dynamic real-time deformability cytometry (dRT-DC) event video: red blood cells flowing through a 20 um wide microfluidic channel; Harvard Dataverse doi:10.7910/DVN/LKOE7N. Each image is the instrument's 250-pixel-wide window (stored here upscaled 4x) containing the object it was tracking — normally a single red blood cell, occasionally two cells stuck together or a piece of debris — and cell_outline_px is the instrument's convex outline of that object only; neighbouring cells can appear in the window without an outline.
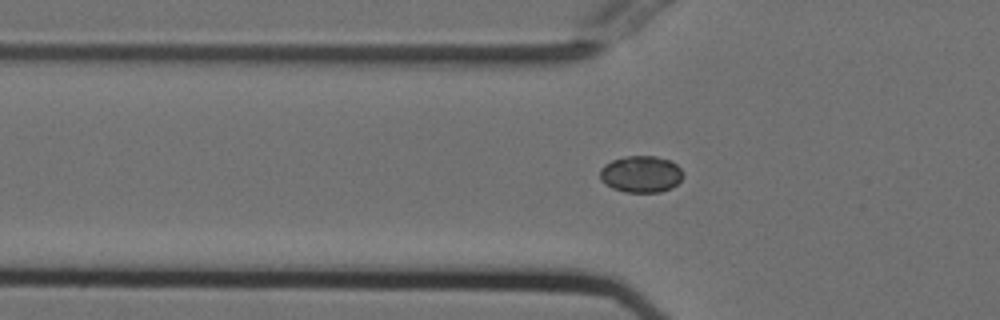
{"species": "Egyptian fruit bat (a non-hibernating species)", "species_latin": "Rousettus aegyptiacus", "temperature_condition": "cold", "stored_images_in_passage": 40, "camera_frame_rate_fps": 3000, "um_per_image_px": 0.085, "animal": {"sex": "female"}, "frame": {"image": 1, "passage_image": 11, "time_ms": 3.333, "image_size_px": [1000, 320], "cell_outline_px": [[680, 180], [672, 188], [660, 192], [624, 192], [612, 188], [600, 180], [600, 168], [604, 164], [612, 160], [628, 156], [656, 156], [668, 160], [676, 164], [680, 168]], "centroid_in_image_um": [54.44, 14.8], "position_along_channel_um": 71.4, "area_um2": 17.63}}
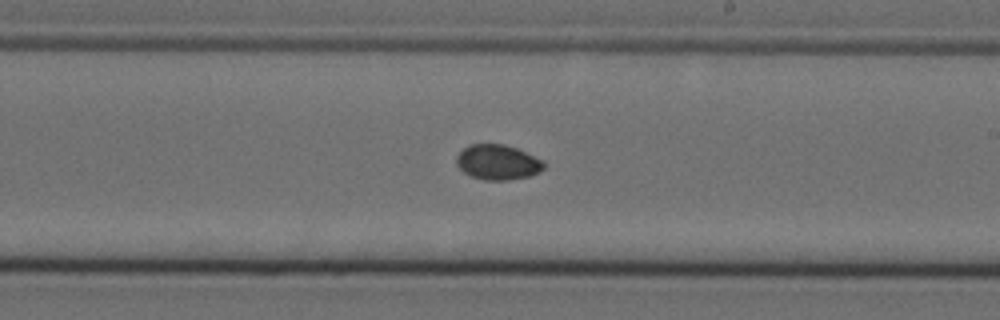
{"frame": {"image": 2, "passage_image": 25, "time_ms": 8.0, "image_size_px": [1000, 320], "cell_outline_px": [[544, 168], [540, 172], [528, 176], [508, 180], [484, 180], [472, 176], [464, 172], [456, 164], [456, 156], [464, 148], [472, 144], [504, 144], [516, 148], [544, 160]], "centroid_in_image_um": [42.32, 13.79], "position_along_channel_um": 246.7, "area_um2": 17.8}}
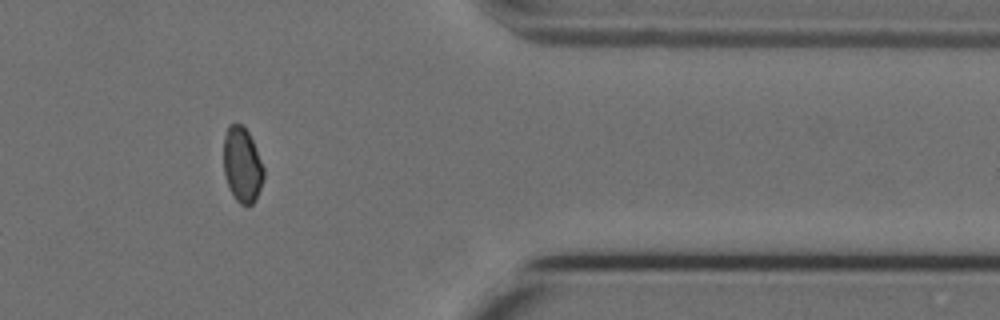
{"frame": {"image": 3, "passage_image": 38, "time_ms": 12.333, "image_size_px": [1000, 320], "cell_outline_px": [[264, 176], [256, 200], [252, 204], [240, 204], [236, 200], [224, 176], [224, 136], [228, 124], [240, 124], [248, 132], [252, 140], [264, 168]], "centroid_in_image_um": [20.58, 14.01], "position_along_channel_um": 390.8, "area_um2": 17.34}}